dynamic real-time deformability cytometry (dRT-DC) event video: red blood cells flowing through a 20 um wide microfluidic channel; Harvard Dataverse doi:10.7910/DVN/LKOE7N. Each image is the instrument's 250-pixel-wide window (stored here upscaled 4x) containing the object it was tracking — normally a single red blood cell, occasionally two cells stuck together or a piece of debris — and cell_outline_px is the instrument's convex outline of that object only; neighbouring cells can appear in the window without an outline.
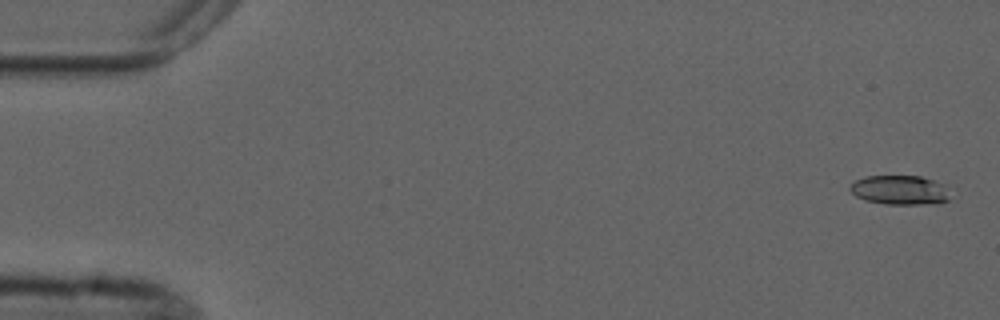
{"species": "common noctule bat (a hibernating species)", "species_latin": "Nyctalus noctula", "temperature_condition": "cold", "stored_images_in_passage": 5, "camera_frame_rate_fps": 3000, "um_per_image_px": 0.085, "animal": {"sex": "male", "forearm_length_mm": 52.5}, "frame": {"image": 1, "passage_image": 1, "time_ms": 0.0, "image_size_px": [1000, 320], "cell_outline_px": [[948, 200], [940, 204], [884, 204], [864, 200], [856, 196], [848, 188], [856, 180], [864, 176], [920, 176], [944, 184]], "centroid_in_image_um": [76.46, 16.16], "position_along_channel_um": 8.5, "area_um2": 17.05}}
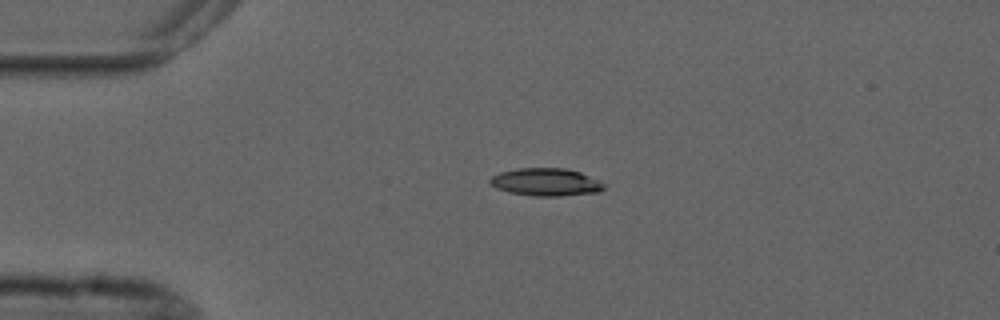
{"frame": {"image": 2, "passage_image": 4, "time_ms": 3.667, "image_size_px": [1000, 320], "cell_outline_px": [[604, 188], [600, 192], [560, 196], [532, 196], [508, 192], [496, 188], [488, 180], [492, 176], [500, 172], [520, 168], [564, 168], [580, 172], [600, 180], [604, 184]], "centroid_in_image_um": [46.42, 15.48], "position_along_channel_um": 38.6, "area_um2": 18.44}}